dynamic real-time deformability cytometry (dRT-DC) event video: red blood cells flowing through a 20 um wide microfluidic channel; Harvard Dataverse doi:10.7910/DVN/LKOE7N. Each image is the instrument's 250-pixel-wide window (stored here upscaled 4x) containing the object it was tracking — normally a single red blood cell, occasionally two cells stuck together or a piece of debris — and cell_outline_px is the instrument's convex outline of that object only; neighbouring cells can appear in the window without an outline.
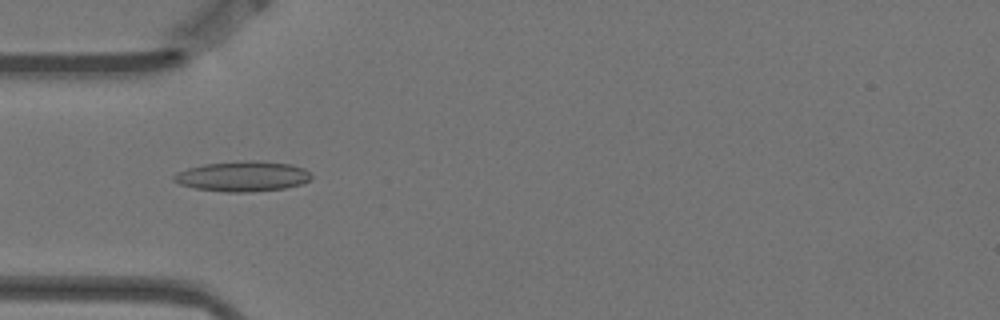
{"species": "Egyptian fruit bat (a non-hibernating species)", "species_latin": "Rousettus aegyptiacus", "temperature_condition": "warm", "stored_images_in_passage": 6, "camera_frame_rate_fps": 3000, "um_per_image_px": 0.085, "animal": {"sex": "female"}, "frame": {"image": 1, "passage_image": 4, "time_ms": 1.0, "image_size_px": [1000, 320], "cell_outline_px": [[312, 176], [308, 180], [300, 184], [284, 188], [248, 192], [224, 192], [196, 188], [180, 184], [172, 180], [172, 176], [176, 172], [188, 168], [204, 164], [244, 160], [256, 160], [292, 164], [304, 168]], "centroid_in_image_um": [20.6, 14.97], "position_along_channel_um": 64.4, "area_um2": 24.22}}
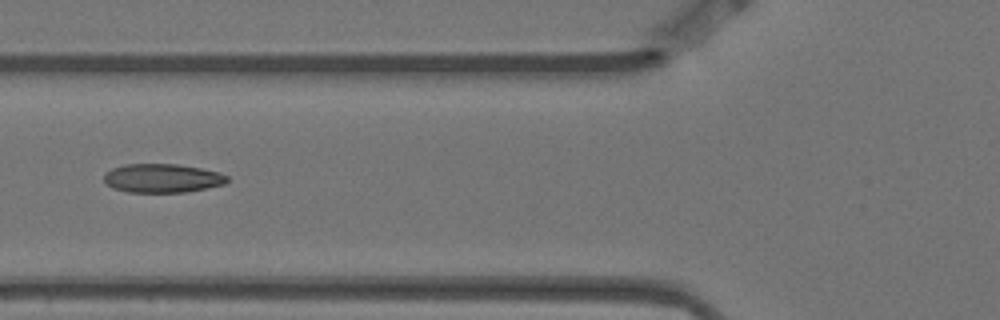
{"frame": {"image": 2, "passage_image": 5, "time_ms": 1.333, "image_size_px": [1000, 320], "cell_outline_px": [[228, 180], [224, 184], [184, 192], [128, 192], [112, 188], [104, 180], [104, 172], [112, 168], [124, 164], [176, 164], [200, 168], [220, 172], [228, 176]], "centroid_in_image_um": [13.77, 15.14], "position_along_channel_um": 112.0, "area_um2": 20.63}}
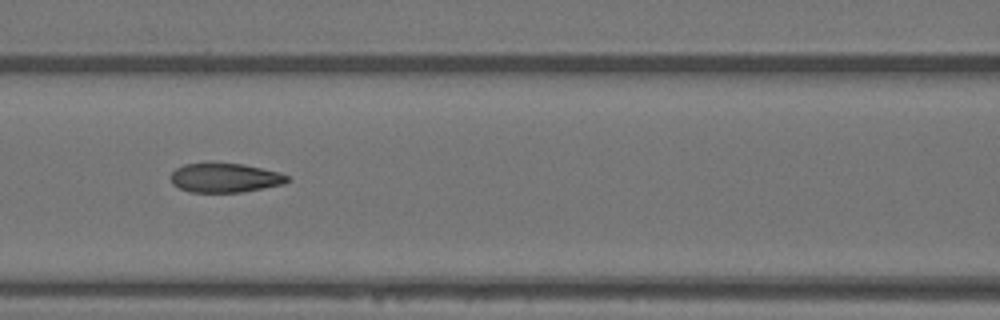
{"frame": {"image": 3, "passage_image": 6, "time_ms": 1.667, "image_size_px": [1000, 320], "cell_outline_px": [[288, 180], [284, 184], [240, 192], [188, 192], [172, 184], [168, 176], [176, 168], [184, 164], [244, 164], [280, 172], [288, 176]], "centroid_in_image_um": [19.09, 15.12], "position_along_channel_um": 147.5, "area_um2": 19.71}}